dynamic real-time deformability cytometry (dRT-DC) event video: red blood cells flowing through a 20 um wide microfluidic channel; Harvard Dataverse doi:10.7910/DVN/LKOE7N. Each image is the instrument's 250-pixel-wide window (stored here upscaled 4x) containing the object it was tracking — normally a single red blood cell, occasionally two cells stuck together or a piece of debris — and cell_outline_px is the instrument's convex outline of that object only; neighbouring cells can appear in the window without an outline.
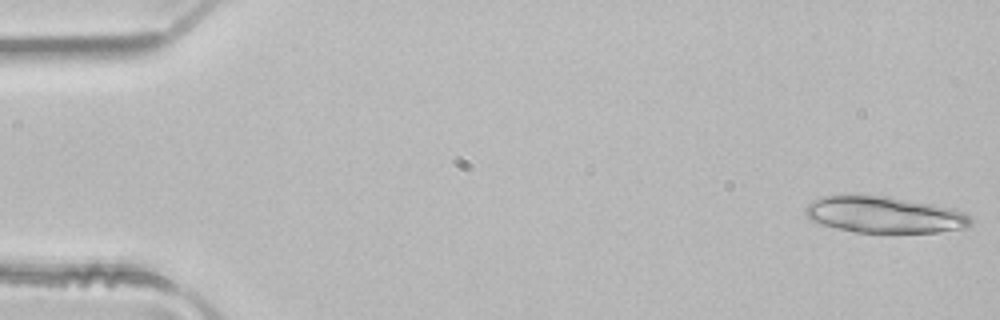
{"species": "common noctule bat (a hibernating species)", "species_latin": "Nyctalus noctula", "temperature_condition": "room temperature", "stored_images_in_passage": 5, "camera_frame_rate_fps": 3000, "um_per_image_px": 0.085, "animal": {"sex": "male", "body_mass_g": 21.5, "forearm_length_mm": 52.0}, "frame": {"image": 1, "passage_image": 1, "time_ms": 0.0, "image_size_px": [1000, 320], "cell_outline_px": [[972, 224], [968, 228], [940, 232], [856, 232], [836, 228], [820, 224], [812, 220], [804, 212], [804, 208], [808, 204], [824, 196], [888, 196], [956, 208], [964, 212], [972, 220]], "centroid_in_image_um": [75.24, 18.26], "position_along_channel_um": 9.8, "area_um2": 34.97}}
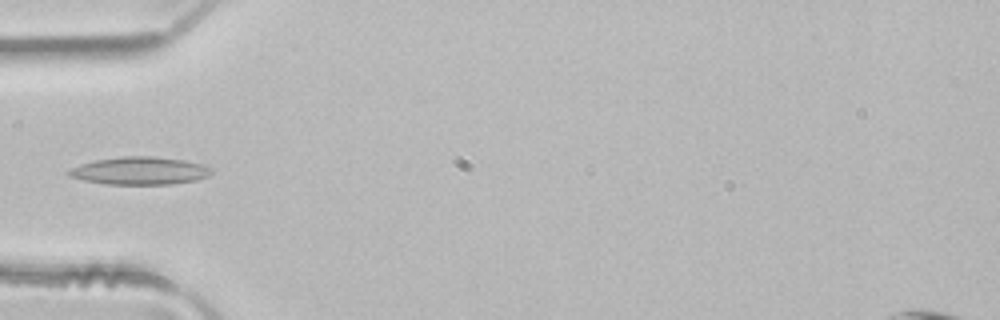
{"frame": {"image": 2, "passage_image": 5, "time_ms": 1.333, "image_size_px": [1000, 320], "cell_outline_px": [[212, 172], [208, 176], [196, 180], [168, 184], [108, 184], [84, 180], [68, 176], [68, 172], [72, 168], [80, 164], [96, 160], [120, 156], [156, 156], [184, 160], [200, 164], [212, 168]], "centroid_in_image_um": [11.89, 14.51], "position_along_channel_um": 73.1, "area_um2": 22.89}}